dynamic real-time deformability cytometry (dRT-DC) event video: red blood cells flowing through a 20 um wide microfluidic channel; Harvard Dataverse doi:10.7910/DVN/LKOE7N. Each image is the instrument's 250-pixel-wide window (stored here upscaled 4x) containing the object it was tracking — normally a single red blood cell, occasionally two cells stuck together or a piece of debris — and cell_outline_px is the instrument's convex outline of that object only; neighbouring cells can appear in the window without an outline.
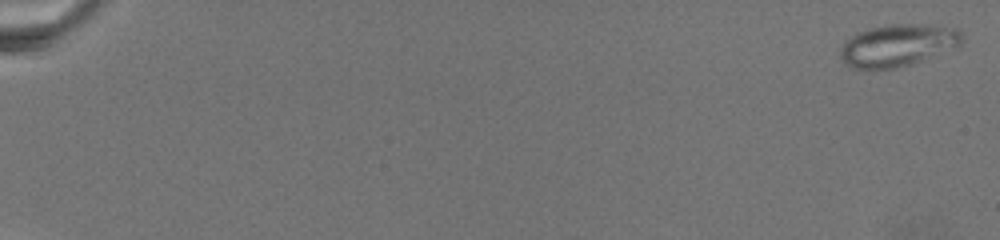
{"species": "common noctule bat (a hibernating species)", "species_latin": "Nyctalus noctula", "temperature_condition": "warm", "stored_images_in_passage": 27, "camera_frame_rate_fps": 3000, "um_per_image_px": 0.085, "animal": {"sex": "female", "body_mass_g": 19.5, "forearm_length_mm": 54.1}, "frame": {"image": 1, "passage_image": 1, "time_ms": 0.0, "image_size_px": [1000, 240], "cell_outline_px": [[964, 36], [960, 44], [956, 48], [912, 64], [896, 68], [852, 68], [844, 64], [840, 56], [840, 48], [844, 40], [856, 32], [868, 28], [888, 24], [932, 24], [956, 28]], "centroid_in_image_um": [76.31, 3.83], "position_along_channel_um": 8.7, "area_um2": 30.35}}
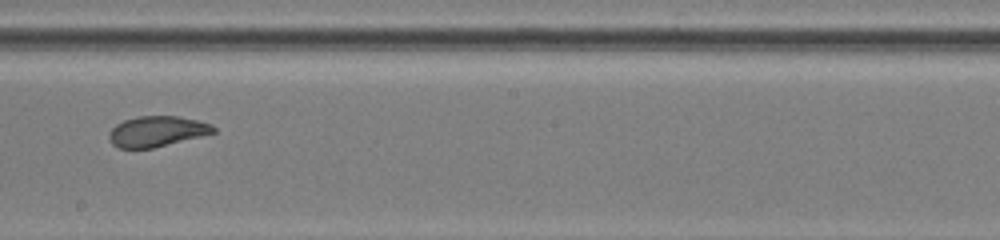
{"frame": {"image": 2, "passage_image": 17, "time_ms": 15.667, "image_size_px": [1000, 240], "cell_outline_px": [[216, 132], [152, 148], [120, 148], [112, 144], [108, 140], [108, 132], [116, 124], [124, 120], [136, 116], [180, 116], [212, 124], [216, 128]], "centroid_in_image_um": [13.3, 11.16], "position_along_channel_um": 234.9, "area_um2": 18.55}}
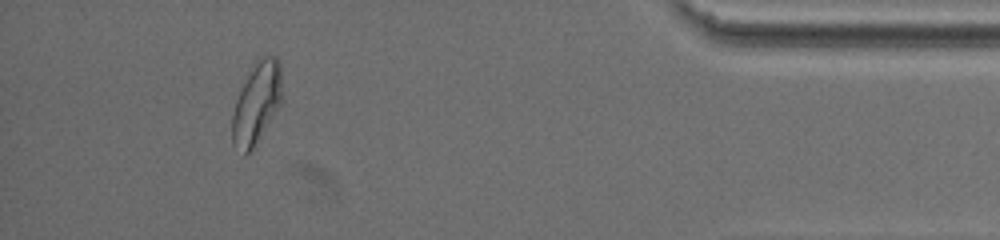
{"frame": {"image": 3, "passage_image": 25, "time_ms": 23.667, "image_size_px": [1000, 240], "cell_outline_px": [[280, 104], [252, 148], [244, 156], [232, 144], [232, 116], [236, 100], [248, 76], [256, 64], [264, 56], [276, 56], [280, 60]], "centroid_in_image_um": [21.78, 8.8], "position_along_channel_um": 413.4, "area_um2": 22.48}}